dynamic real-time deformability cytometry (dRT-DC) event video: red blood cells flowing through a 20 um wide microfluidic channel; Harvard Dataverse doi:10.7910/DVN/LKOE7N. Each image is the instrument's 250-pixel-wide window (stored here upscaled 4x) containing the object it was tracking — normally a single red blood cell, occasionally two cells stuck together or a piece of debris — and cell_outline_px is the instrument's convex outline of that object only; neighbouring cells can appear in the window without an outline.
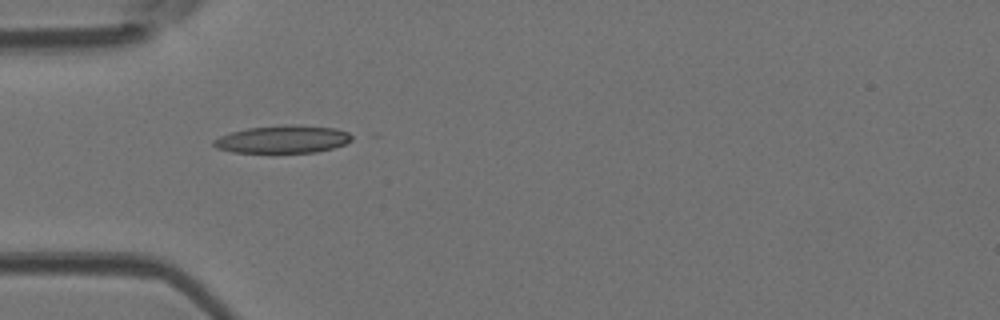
{"species": "Egyptian fruit bat (a non-hibernating species)", "species_latin": "Rousettus aegyptiacus", "temperature_condition": "room temperature", "stored_images_in_passage": 7, "camera_frame_rate_fps": 3000, "um_per_image_px": 0.085, "animal": {"sex": "female"}, "frame": {"image": 1, "passage_image": 4, "time_ms": 1.0, "image_size_px": [1000, 320], "cell_outline_px": [[356, 136], [352, 140], [344, 144], [332, 148], [316, 152], [232, 152], [216, 148], [212, 144], [212, 140], [220, 136], [232, 132], [248, 128], [284, 124], [292, 124], [332, 128], [348, 132]], "centroid_in_image_um": [24.04, 11.83], "position_along_channel_um": 61.0, "area_um2": 22.25}}
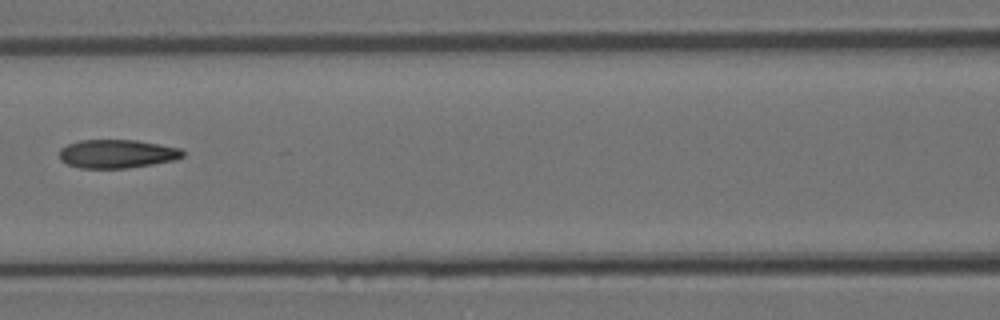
{"frame": {"image": 2, "passage_image": 6, "time_ms": 1.667, "image_size_px": [1000, 320], "cell_outline_px": [[184, 156], [176, 160], [128, 168], [80, 168], [68, 164], [60, 160], [60, 148], [68, 144], [80, 140], [136, 140], [160, 144], [180, 148], [184, 152]], "centroid_in_image_um": [9.96, 13.07], "position_along_channel_um": 156.6, "area_um2": 20.58}}
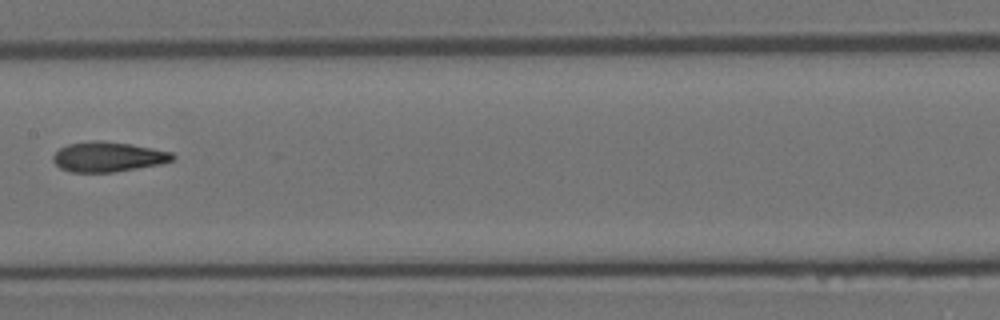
{"frame": {"image": 3, "passage_image": 7, "time_ms": 2.0, "image_size_px": [1000, 320], "cell_outline_px": [[176, 156], [172, 160], [160, 164], [112, 172], [68, 172], [60, 168], [52, 160], [52, 156], [60, 148], [68, 144], [92, 140], [100, 140], [132, 144], [172, 152]], "centroid_in_image_um": [9.16, 13.32], "position_along_channel_um": 198.2, "area_um2": 20.87}}